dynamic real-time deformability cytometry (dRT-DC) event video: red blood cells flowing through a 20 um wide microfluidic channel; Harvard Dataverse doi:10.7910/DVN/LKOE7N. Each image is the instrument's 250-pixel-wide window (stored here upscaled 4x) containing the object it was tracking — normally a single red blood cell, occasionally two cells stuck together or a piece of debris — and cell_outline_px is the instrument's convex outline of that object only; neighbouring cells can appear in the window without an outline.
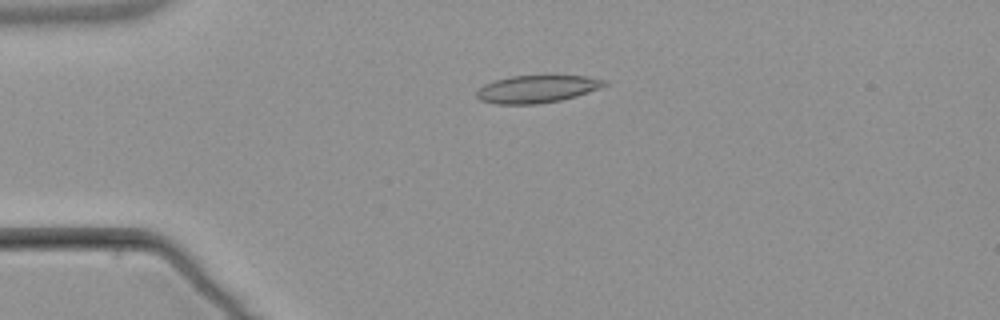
{"species": "common noctule bat (a hibernating species)", "species_latin": "Nyctalus noctula", "temperature_condition": "warm", "stored_images_in_passage": 6, "camera_frame_rate_fps": 3000, "um_per_image_px": 0.085, "animal": {"sex": "male", "body_mass_g": 21.5, "forearm_length_mm": 52.0}, "frame": {"image": 1, "passage_image": 6, "time_ms": 7.0, "image_size_px": [1000, 320], "cell_outline_px": [[608, 84], [600, 88], [576, 96], [560, 100], [536, 104], [496, 104], [480, 100], [476, 96], [476, 92], [484, 84], [496, 80], [512, 76], [584, 76], [608, 80]], "centroid_in_image_um": [45.65, 7.57], "position_along_channel_um": 39.4, "area_um2": 20.35}}